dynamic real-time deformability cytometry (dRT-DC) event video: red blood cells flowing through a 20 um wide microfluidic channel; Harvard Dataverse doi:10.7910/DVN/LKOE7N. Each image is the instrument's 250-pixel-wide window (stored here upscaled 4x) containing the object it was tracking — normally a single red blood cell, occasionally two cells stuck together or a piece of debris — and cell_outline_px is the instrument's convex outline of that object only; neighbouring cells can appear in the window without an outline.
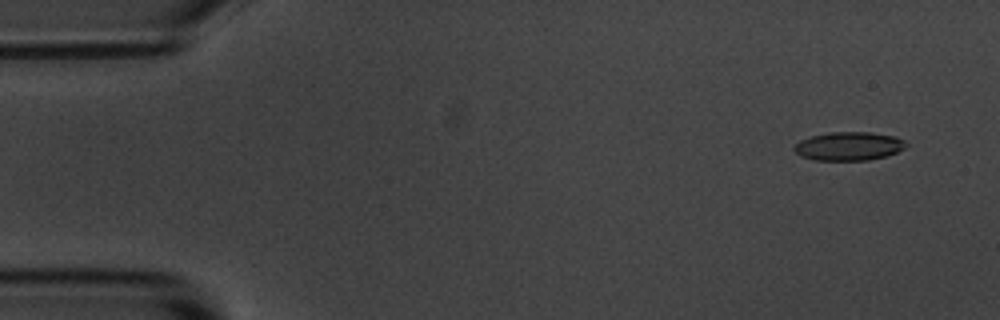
{"species": "common noctule bat (a hibernating species)", "species_latin": "Nyctalus noctula", "temperature_condition": "room temperature", "stored_images_in_passage": 8, "camera_frame_rate_fps": 3000, "um_per_image_px": 0.085, "animal": {"sex": "male", "body_mass_g": 20.1, "forearm_length_mm": 53.5}, "frame": {"image": 1, "passage_image": 1, "time_ms": 0.0, "image_size_px": [1000, 320], "cell_outline_px": [[908, 144], [904, 148], [896, 152], [884, 156], [868, 160], [816, 160], [800, 156], [792, 148], [800, 140], [812, 136], [832, 132], [868, 132], [896, 136], [904, 140]], "centroid_in_image_um": [72.15, 12.42], "position_along_channel_um": 12.9, "area_um2": 18.5}}
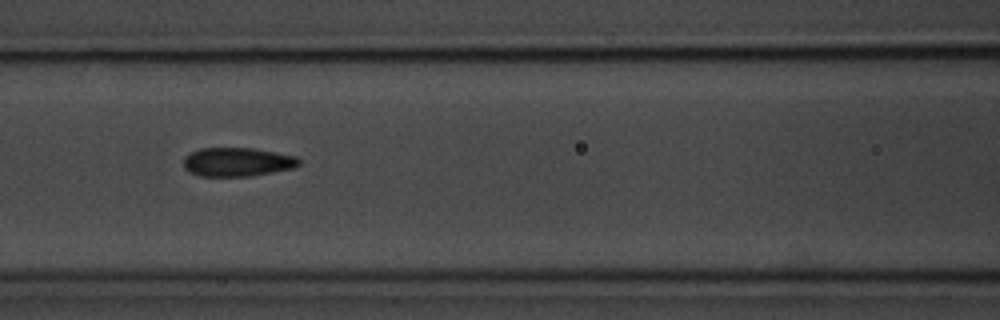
{"frame": {"image": 2, "passage_image": 7, "time_ms": 6.667, "image_size_px": [1000, 320], "cell_outline_px": [[300, 164], [292, 168], [252, 176], [200, 176], [188, 172], [184, 168], [184, 156], [200, 148], [252, 148], [296, 156], [300, 160]], "centroid_in_image_um": [20.14, 13.77], "position_along_channel_um": 146.5, "area_um2": 19.36}}
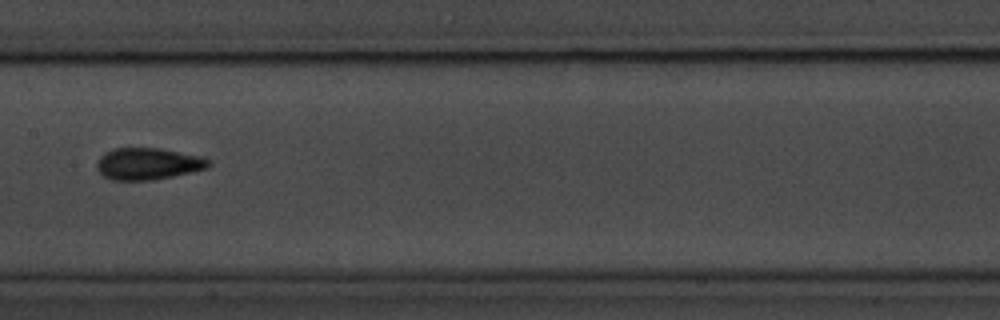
{"frame": {"image": 3, "passage_image": 8, "time_ms": 8.0, "image_size_px": [1000, 320], "cell_outline_px": [[212, 164], [208, 168], [172, 176], [152, 180], [112, 180], [104, 176], [96, 168], [96, 164], [100, 156], [104, 152], [112, 148], [160, 148], [204, 156], [212, 160]], "centroid_in_image_um": [12.61, 13.91], "position_along_channel_um": 194.8, "area_um2": 20.98}}